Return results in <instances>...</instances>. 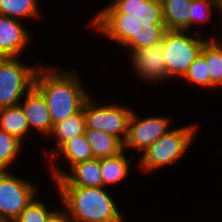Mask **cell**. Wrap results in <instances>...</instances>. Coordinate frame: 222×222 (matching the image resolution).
<instances>
[{
    "instance_id": "cell-15",
    "label": "cell",
    "mask_w": 222,
    "mask_h": 222,
    "mask_svg": "<svg viewBox=\"0 0 222 222\" xmlns=\"http://www.w3.org/2000/svg\"><path fill=\"white\" fill-rule=\"evenodd\" d=\"M86 129L85 116L83 109L75 115L68 117L53 125L52 131L48 137H54L55 146L54 150L46 151L45 155L50 157L67 141L74 136L84 134Z\"/></svg>"
},
{
    "instance_id": "cell-27",
    "label": "cell",
    "mask_w": 222,
    "mask_h": 222,
    "mask_svg": "<svg viewBox=\"0 0 222 222\" xmlns=\"http://www.w3.org/2000/svg\"><path fill=\"white\" fill-rule=\"evenodd\" d=\"M220 13L222 14V0H215Z\"/></svg>"
},
{
    "instance_id": "cell-9",
    "label": "cell",
    "mask_w": 222,
    "mask_h": 222,
    "mask_svg": "<svg viewBox=\"0 0 222 222\" xmlns=\"http://www.w3.org/2000/svg\"><path fill=\"white\" fill-rule=\"evenodd\" d=\"M167 117L149 116L141 118L133 110L128 122V134L124 142V150L136 148L138 153H143L158 138L170 130L171 123Z\"/></svg>"
},
{
    "instance_id": "cell-1",
    "label": "cell",
    "mask_w": 222,
    "mask_h": 222,
    "mask_svg": "<svg viewBox=\"0 0 222 222\" xmlns=\"http://www.w3.org/2000/svg\"><path fill=\"white\" fill-rule=\"evenodd\" d=\"M89 20V27L127 47L130 54L162 41V0H113Z\"/></svg>"
},
{
    "instance_id": "cell-22",
    "label": "cell",
    "mask_w": 222,
    "mask_h": 222,
    "mask_svg": "<svg viewBox=\"0 0 222 222\" xmlns=\"http://www.w3.org/2000/svg\"><path fill=\"white\" fill-rule=\"evenodd\" d=\"M23 143L0 128V171H8L21 153Z\"/></svg>"
},
{
    "instance_id": "cell-23",
    "label": "cell",
    "mask_w": 222,
    "mask_h": 222,
    "mask_svg": "<svg viewBox=\"0 0 222 222\" xmlns=\"http://www.w3.org/2000/svg\"><path fill=\"white\" fill-rule=\"evenodd\" d=\"M213 11H216L222 20V14L215 0H192L188 9L189 31L194 28L193 26L196 27L199 24L201 26V23H206L211 18Z\"/></svg>"
},
{
    "instance_id": "cell-26",
    "label": "cell",
    "mask_w": 222,
    "mask_h": 222,
    "mask_svg": "<svg viewBox=\"0 0 222 222\" xmlns=\"http://www.w3.org/2000/svg\"><path fill=\"white\" fill-rule=\"evenodd\" d=\"M46 222H73V220L64 208V210H53Z\"/></svg>"
},
{
    "instance_id": "cell-4",
    "label": "cell",
    "mask_w": 222,
    "mask_h": 222,
    "mask_svg": "<svg viewBox=\"0 0 222 222\" xmlns=\"http://www.w3.org/2000/svg\"><path fill=\"white\" fill-rule=\"evenodd\" d=\"M196 129L197 126L192 124L169 130L143 152L138 162L140 169L154 172L174 164L193 143Z\"/></svg>"
},
{
    "instance_id": "cell-13",
    "label": "cell",
    "mask_w": 222,
    "mask_h": 222,
    "mask_svg": "<svg viewBox=\"0 0 222 222\" xmlns=\"http://www.w3.org/2000/svg\"><path fill=\"white\" fill-rule=\"evenodd\" d=\"M19 104L24 111L30 131L34 130L48 137L52 131L53 123L43 95L33 86Z\"/></svg>"
},
{
    "instance_id": "cell-18",
    "label": "cell",
    "mask_w": 222,
    "mask_h": 222,
    "mask_svg": "<svg viewBox=\"0 0 222 222\" xmlns=\"http://www.w3.org/2000/svg\"><path fill=\"white\" fill-rule=\"evenodd\" d=\"M62 156L65 163L70 169L73 165L90 160L94 158L91 146L88 144L85 134L74 136L72 139L67 140L52 156L56 158Z\"/></svg>"
},
{
    "instance_id": "cell-17",
    "label": "cell",
    "mask_w": 222,
    "mask_h": 222,
    "mask_svg": "<svg viewBox=\"0 0 222 222\" xmlns=\"http://www.w3.org/2000/svg\"><path fill=\"white\" fill-rule=\"evenodd\" d=\"M192 0H162L163 22L166 30L189 31L188 9Z\"/></svg>"
},
{
    "instance_id": "cell-16",
    "label": "cell",
    "mask_w": 222,
    "mask_h": 222,
    "mask_svg": "<svg viewBox=\"0 0 222 222\" xmlns=\"http://www.w3.org/2000/svg\"><path fill=\"white\" fill-rule=\"evenodd\" d=\"M125 150L119 155L100 159L103 187L120 184L129 175L130 165L135 156L126 157Z\"/></svg>"
},
{
    "instance_id": "cell-12",
    "label": "cell",
    "mask_w": 222,
    "mask_h": 222,
    "mask_svg": "<svg viewBox=\"0 0 222 222\" xmlns=\"http://www.w3.org/2000/svg\"><path fill=\"white\" fill-rule=\"evenodd\" d=\"M21 20L0 14V57H21L31 34Z\"/></svg>"
},
{
    "instance_id": "cell-14",
    "label": "cell",
    "mask_w": 222,
    "mask_h": 222,
    "mask_svg": "<svg viewBox=\"0 0 222 222\" xmlns=\"http://www.w3.org/2000/svg\"><path fill=\"white\" fill-rule=\"evenodd\" d=\"M84 134L94 158L113 157L124 151V143L114 135L90 128H86Z\"/></svg>"
},
{
    "instance_id": "cell-3",
    "label": "cell",
    "mask_w": 222,
    "mask_h": 222,
    "mask_svg": "<svg viewBox=\"0 0 222 222\" xmlns=\"http://www.w3.org/2000/svg\"><path fill=\"white\" fill-rule=\"evenodd\" d=\"M73 222H124L105 187L56 186Z\"/></svg>"
},
{
    "instance_id": "cell-21",
    "label": "cell",
    "mask_w": 222,
    "mask_h": 222,
    "mask_svg": "<svg viewBox=\"0 0 222 222\" xmlns=\"http://www.w3.org/2000/svg\"><path fill=\"white\" fill-rule=\"evenodd\" d=\"M40 0H0V14L10 18H40ZM39 2V3H38Z\"/></svg>"
},
{
    "instance_id": "cell-11",
    "label": "cell",
    "mask_w": 222,
    "mask_h": 222,
    "mask_svg": "<svg viewBox=\"0 0 222 222\" xmlns=\"http://www.w3.org/2000/svg\"><path fill=\"white\" fill-rule=\"evenodd\" d=\"M134 72L148 82L160 83L169 81L166 77V67L162 51V43L145 46L133 51L130 55Z\"/></svg>"
},
{
    "instance_id": "cell-20",
    "label": "cell",
    "mask_w": 222,
    "mask_h": 222,
    "mask_svg": "<svg viewBox=\"0 0 222 222\" xmlns=\"http://www.w3.org/2000/svg\"><path fill=\"white\" fill-rule=\"evenodd\" d=\"M213 37L209 38L201 49L208 64L210 89L222 87V42Z\"/></svg>"
},
{
    "instance_id": "cell-7",
    "label": "cell",
    "mask_w": 222,
    "mask_h": 222,
    "mask_svg": "<svg viewBox=\"0 0 222 222\" xmlns=\"http://www.w3.org/2000/svg\"><path fill=\"white\" fill-rule=\"evenodd\" d=\"M86 128L104 131L123 143L128 134V122L133 110L123 105L97 104L89 97L83 105Z\"/></svg>"
},
{
    "instance_id": "cell-5",
    "label": "cell",
    "mask_w": 222,
    "mask_h": 222,
    "mask_svg": "<svg viewBox=\"0 0 222 222\" xmlns=\"http://www.w3.org/2000/svg\"><path fill=\"white\" fill-rule=\"evenodd\" d=\"M198 33L199 30L195 33L180 30L165 31L161 43L166 77L169 80L183 77L201 52L202 46L208 39H202Z\"/></svg>"
},
{
    "instance_id": "cell-6",
    "label": "cell",
    "mask_w": 222,
    "mask_h": 222,
    "mask_svg": "<svg viewBox=\"0 0 222 222\" xmlns=\"http://www.w3.org/2000/svg\"><path fill=\"white\" fill-rule=\"evenodd\" d=\"M20 57H0V108L18 105L34 86L39 66L25 65Z\"/></svg>"
},
{
    "instance_id": "cell-24",
    "label": "cell",
    "mask_w": 222,
    "mask_h": 222,
    "mask_svg": "<svg viewBox=\"0 0 222 222\" xmlns=\"http://www.w3.org/2000/svg\"><path fill=\"white\" fill-rule=\"evenodd\" d=\"M185 81L210 90V75L205 56L200 52L192 62L186 74L182 77Z\"/></svg>"
},
{
    "instance_id": "cell-19",
    "label": "cell",
    "mask_w": 222,
    "mask_h": 222,
    "mask_svg": "<svg viewBox=\"0 0 222 222\" xmlns=\"http://www.w3.org/2000/svg\"><path fill=\"white\" fill-rule=\"evenodd\" d=\"M0 128L24 143L30 128L20 104L0 108Z\"/></svg>"
},
{
    "instance_id": "cell-8",
    "label": "cell",
    "mask_w": 222,
    "mask_h": 222,
    "mask_svg": "<svg viewBox=\"0 0 222 222\" xmlns=\"http://www.w3.org/2000/svg\"><path fill=\"white\" fill-rule=\"evenodd\" d=\"M37 184L0 171V222H14L38 195Z\"/></svg>"
},
{
    "instance_id": "cell-25",
    "label": "cell",
    "mask_w": 222,
    "mask_h": 222,
    "mask_svg": "<svg viewBox=\"0 0 222 222\" xmlns=\"http://www.w3.org/2000/svg\"><path fill=\"white\" fill-rule=\"evenodd\" d=\"M52 212L46 203L38 200L36 196L14 222H46Z\"/></svg>"
},
{
    "instance_id": "cell-10",
    "label": "cell",
    "mask_w": 222,
    "mask_h": 222,
    "mask_svg": "<svg viewBox=\"0 0 222 222\" xmlns=\"http://www.w3.org/2000/svg\"><path fill=\"white\" fill-rule=\"evenodd\" d=\"M53 160H49V170L56 186L103 187L100 159L93 158L73 165L70 173L62 170Z\"/></svg>"
},
{
    "instance_id": "cell-2",
    "label": "cell",
    "mask_w": 222,
    "mask_h": 222,
    "mask_svg": "<svg viewBox=\"0 0 222 222\" xmlns=\"http://www.w3.org/2000/svg\"><path fill=\"white\" fill-rule=\"evenodd\" d=\"M39 65L34 87L43 95L53 125L80 112L90 97L77 73Z\"/></svg>"
}]
</instances>
